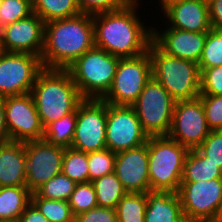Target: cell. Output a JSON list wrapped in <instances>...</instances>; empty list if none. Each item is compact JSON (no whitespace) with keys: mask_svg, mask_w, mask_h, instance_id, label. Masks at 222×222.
<instances>
[{"mask_svg":"<svg viewBox=\"0 0 222 222\" xmlns=\"http://www.w3.org/2000/svg\"><path fill=\"white\" fill-rule=\"evenodd\" d=\"M197 149L222 170V130H211Z\"/></svg>","mask_w":222,"mask_h":222,"instance_id":"obj_36","label":"cell"},{"mask_svg":"<svg viewBox=\"0 0 222 222\" xmlns=\"http://www.w3.org/2000/svg\"><path fill=\"white\" fill-rule=\"evenodd\" d=\"M68 203L74 217L97 207L96 192L92 182L77 183Z\"/></svg>","mask_w":222,"mask_h":222,"instance_id":"obj_32","label":"cell"},{"mask_svg":"<svg viewBox=\"0 0 222 222\" xmlns=\"http://www.w3.org/2000/svg\"><path fill=\"white\" fill-rule=\"evenodd\" d=\"M26 186L25 143H0V187Z\"/></svg>","mask_w":222,"mask_h":222,"instance_id":"obj_20","label":"cell"},{"mask_svg":"<svg viewBox=\"0 0 222 222\" xmlns=\"http://www.w3.org/2000/svg\"><path fill=\"white\" fill-rule=\"evenodd\" d=\"M116 153L109 149L88 153L89 182L114 172Z\"/></svg>","mask_w":222,"mask_h":222,"instance_id":"obj_33","label":"cell"},{"mask_svg":"<svg viewBox=\"0 0 222 222\" xmlns=\"http://www.w3.org/2000/svg\"><path fill=\"white\" fill-rule=\"evenodd\" d=\"M43 69L39 56L0 50V97L30 93Z\"/></svg>","mask_w":222,"mask_h":222,"instance_id":"obj_10","label":"cell"},{"mask_svg":"<svg viewBox=\"0 0 222 222\" xmlns=\"http://www.w3.org/2000/svg\"><path fill=\"white\" fill-rule=\"evenodd\" d=\"M139 2L132 0L120 10L93 15L96 47L120 58L136 57L148 51L152 27L144 25L146 21L138 15Z\"/></svg>","mask_w":222,"mask_h":222,"instance_id":"obj_1","label":"cell"},{"mask_svg":"<svg viewBox=\"0 0 222 222\" xmlns=\"http://www.w3.org/2000/svg\"><path fill=\"white\" fill-rule=\"evenodd\" d=\"M131 1L132 0H77V3L81 13L95 15L120 10Z\"/></svg>","mask_w":222,"mask_h":222,"instance_id":"obj_37","label":"cell"},{"mask_svg":"<svg viewBox=\"0 0 222 222\" xmlns=\"http://www.w3.org/2000/svg\"><path fill=\"white\" fill-rule=\"evenodd\" d=\"M172 1H175V0H159V4H158L159 9H160V8L162 9L165 5L169 4V3L172 2ZM160 6H161V7H160Z\"/></svg>","mask_w":222,"mask_h":222,"instance_id":"obj_43","label":"cell"},{"mask_svg":"<svg viewBox=\"0 0 222 222\" xmlns=\"http://www.w3.org/2000/svg\"><path fill=\"white\" fill-rule=\"evenodd\" d=\"M222 65V30L211 29L207 32L205 45L198 66L203 69Z\"/></svg>","mask_w":222,"mask_h":222,"instance_id":"obj_31","label":"cell"},{"mask_svg":"<svg viewBox=\"0 0 222 222\" xmlns=\"http://www.w3.org/2000/svg\"><path fill=\"white\" fill-rule=\"evenodd\" d=\"M9 140L4 117V98L0 97V143Z\"/></svg>","mask_w":222,"mask_h":222,"instance_id":"obj_42","label":"cell"},{"mask_svg":"<svg viewBox=\"0 0 222 222\" xmlns=\"http://www.w3.org/2000/svg\"><path fill=\"white\" fill-rule=\"evenodd\" d=\"M148 135L132 106L107 103L106 146L114 153L142 146Z\"/></svg>","mask_w":222,"mask_h":222,"instance_id":"obj_12","label":"cell"},{"mask_svg":"<svg viewBox=\"0 0 222 222\" xmlns=\"http://www.w3.org/2000/svg\"><path fill=\"white\" fill-rule=\"evenodd\" d=\"M33 13L31 0H1L0 29Z\"/></svg>","mask_w":222,"mask_h":222,"instance_id":"obj_34","label":"cell"},{"mask_svg":"<svg viewBox=\"0 0 222 222\" xmlns=\"http://www.w3.org/2000/svg\"><path fill=\"white\" fill-rule=\"evenodd\" d=\"M216 222H222V214L218 217V219L216 220Z\"/></svg>","mask_w":222,"mask_h":222,"instance_id":"obj_44","label":"cell"},{"mask_svg":"<svg viewBox=\"0 0 222 222\" xmlns=\"http://www.w3.org/2000/svg\"><path fill=\"white\" fill-rule=\"evenodd\" d=\"M176 193L187 222H216L222 214V178L181 182Z\"/></svg>","mask_w":222,"mask_h":222,"instance_id":"obj_8","label":"cell"},{"mask_svg":"<svg viewBox=\"0 0 222 222\" xmlns=\"http://www.w3.org/2000/svg\"><path fill=\"white\" fill-rule=\"evenodd\" d=\"M30 94L43 127L73 112L84 100L67 69L44 68Z\"/></svg>","mask_w":222,"mask_h":222,"instance_id":"obj_3","label":"cell"},{"mask_svg":"<svg viewBox=\"0 0 222 222\" xmlns=\"http://www.w3.org/2000/svg\"><path fill=\"white\" fill-rule=\"evenodd\" d=\"M95 46L93 15L76 16L45 23L44 68L67 69L86 51Z\"/></svg>","mask_w":222,"mask_h":222,"instance_id":"obj_2","label":"cell"},{"mask_svg":"<svg viewBox=\"0 0 222 222\" xmlns=\"http://www.w3.org/2000/svg\"><path fill=\"white\" fill-rule=\"evenodd\" d=\"M147 142L142 146L116 153L114 172L128 193L150 191Z\"/></svg>","mask_w":222,"mask_h":222,"instance_id":"obj_18","label":"cell"},{"mask_svg":"<svg viewBox=\"0 0 222 222\" xmlns=\"http://www.w3.org/2000/svg\"><path fill=\"white\" fill-rule=\"evenodd\" d=\"M176 101L153 77L145 84L137 100L131 105L143 131L150 136H167Z\"/></svg>","mask_w":222,"mask_h":222,"instance_id":"obj_7","label":"cell"},{"mask_svg":"<svg viewBox=\"0 0 222 222\" xmlns=\"http://www.w3.org/2000/svg\"><path fill=\"white\" fill-rule=\"evenodd\" d=\"M151 77L148 51L136 57L120 58L112 86L102 100L112 105L131 106Z\"/></svg>","mask_w":222,"mask_h":222,"instance_id":"obj_9","label":"cell"},{"mask_svg":"<svg viewBox=\"0 0 222 222\" xmlns=\"http://www.w3.org/2000/svg\"><path fill=\"white\" fill-rule=\"evenodd\" d=\"M200 94L222 95V65L201 71Z\"/></svg>","mask_w":222,"mask_h":222,"instance_id":"obj_38","label":"cell"},{"mask_svg":"<svg viewBox=\"0 0 222 222\" xmlns=\"http://www.w3.org/2000/svg\"><path fill=\"white\" fill-rule=\"evenodd\" d=\"M147 146L150 191L176 193L181 184L189 149L169 136H150Z\"/></svg>","mask_w":222,"mask_h":222,"instance_id":"obj_5","label":"cell"},{"mask_svg":"<svg viewBox=\"0 0 222 222\" xmlns=\"http://www.w3.org/2000/svg\"><path fill=\"white\" fill-rule=\"evenodd\" d=\"M163 11L166 26L192 32H208L209 19L208 0H175L165 5ZM170 23V24H169Z\"/></svg>","mask_w":222,"mask_h":222,"instance_id":"obj_19","label":"cell"},{"mask_svg":"<svg viewBox=\"0 0 222 222\" xmlns=\"http://www.w3.org/2000/svg\"><path fill=\"white\" fill-rule=\"evenodd\" d=\"M210 131L199 97L176 101L167 136L191 150L198 148Z\"/></svg>","mask_w":222,"mask_h":222,"instance_id":"obj_14","label":"cell"},{"mask_svg":"<svg viewBox=\"0 0 222 222\" xmlns=\"http://www.w3.org/2000/svg\"><path fill=\"white\" fill-rule=\"evenodd\" d=\"M208 6L211 28L222 30V0H208Z\"/></svg>","mask_w":222,"mask_h":222,"instance_id":"obj_40","label":"cell"},{"mask_svg":"<svg viewBox=\"0 0 222 222\" xmlns=\"http://www.w3.org/2000/svg\"><path fill=\"white\" fill-rule=\"evenodd\" d=\"M31 202L50 222H75L68 201L42 198L34 192Z\"/></svg>","mask_w":222,"mask_h":222,"instance_id":"obj_29","label":"cell"},{"mask_svg":"<svg viewBox=\"0 0 222 222\" xmlns=\"http://www.w3.org/2000/svg\"><path fill=\"white\" fill-rule=\"evenodd\" d=\"M64 151L43 139L25 142L26 186L31 193L61 173Z\"/></svg>","mask_w":222,"mask_h":222,"instance_id":"obj_15","label":"cell"},{"mask_svg":"<svg viewBox=\"0 0 222 222\" xmlns=\"http://www.w3.org/2000/svg\"><path fill=\"white\" fill-rule=\"evenodd\" d=\"M30 202L27 186L0 187V220L17 222Z\"/></svg>","mask_w":222,"mask_h":222,"instance_id":"obj_22","label":"cell"},{"mask_svg":"<svg viewBox=\"0 0 222 222\" xmlns=\"http://www.w3.org/2000/svg\"><path fill=\"white\" fill-rule=\"evenodd\" d=\"M152 26V42L165 54L199 63L207 32Z\"/></svg>","mask_w":222,"mask_h":222,"instance_id":"obj_17","label":"cell"},{"mask_svg":"<svg viewBox=\"0 0 222 222\" xmlns=\"http://www.w3.org/2000/svg\"><path fill=\"white\" fill-rule=\"evenodd\" d=\"M76 184L75 181L61 172L39 187L35 193L46 199L68 201Z\"/></svg>","mask_w":222,"mask_h":222,"instance_id":"obj_30","label":"cell"},{"mask_svg":"<svg viewBox=\"0 0 222 222\" xmlns=\"http://www.w3.org/2000/svg\"><path fill=\"white\" fill-rule=\"evenodd\" d=\"M45 22L34 12L0 29V50L31 53L41 57L44 48Z\"/></svg>","mask_w":222,"mask_h":222,"instance_id":"obj_16","label":"cell"},{"mask_svg":"<svg viewBox=\"0 0 222 222\" xmlns=\"http://www.w3.org/2000/svg\"><path fill=\"white\" fill-rule=\"evenodd\" d=\"M32 9L45 23L80 14L77 0H31Z\"/></svg>","mask_w":222,"mask_h":222,"instance_id":"obj_25","label":"cell"},{"mask_svg":"<svg viewBox=\"0 0 222 222\" xmlns=\"http://www.w3.org/2000/svg\"><path fill=\"white\" fill-rule=\"evenodd\" d=\"M76 116L77 109L61 119L47 124L44 127L43 140L57 146L71 147L76 127Z\"/></svg>","mask_w":222,"mask_h":222,"instance_id":"obj_26","label":"cell"},{"mask_svg":"<svg viewBox=\"0 0 222 222\" xmlns=\"http://www.w3.org/2000/svg\"><path fill=\"white\" fill-rule=\"evenodd\" d=\"M98 207L115 209L118 202L128 193L115 172L92 181Z\"/></svg>","mask_w":222,"mask_h":222,"instance_id":"obj_24","label":"cell"},{"mask_svg":"<svg viewBox=\"0 0 222 222\" xmlns=\"http://www.w3.org/2000/svg\"><path fill=\"white\" fill-rule=\"evenodd\" d=\"M17 222H50L38 208L30 202Z\"/></svg>","mask_w":222,"mask_h":222,"instance_id":"obj_41","label":"cell"},{"mask_svg":"<svg viewBox=\"0 0 222 222\" xmlns=\"http://www.w3.org/2000/svg\"><path fill=\"white\" fill-rule=\"evenodd\" d=\"M4 117L9 140L25 143L43 139L44 127L30 93L4 97Z\"/></svg>","mask_w":222,"mask_h":222,"instance_id":"obj_13","label":"cell"},{"mask_svg":"<svg viewBox=\"0 0 222 222\" xmlns=\"http://www.w3.org/2000/svg\"><path fill=\"white\" fill-rule=\"evenodd\" d=\"M152 77L175 101L192 100L200 95V68L197 63L165 54L149 44Z\"/></svg>","mask_w":222,"mask_h":222,"instance_id":"obj_4","label":"cell"},{"mask_svg":"<svg viewBox=\"0 0 222 222\" xmlns=\"http://www.w3.org/2000/svg\"><path fill=\"white\" fill-rule=\"evenodd\" d=\"M119 59L94 46L67 70L84 99H102L112 86Z\"/></svg>","mask_w":222,"mask_h":222,"instance_id":"obj_6","label":"cell"},{"mask_svg":"<svg viewBox=\"0 0 222 222\" xmlns=\"http://www.w3.org/2000/svg\"><path fill=\"white\" fill-rule=\"evenodd\" d=\"M106 122L107 103L102 99H84L77 107L71 148L86 153L106 149Z\"/></svg>","mask_w":222,"mask_h":222,"instance_id":"obj_11","label":"cell"},{"mask_svg":"<svg viewBox=\"0 0 222 222\" xmlns=\"http://www.w3.org/2000/svg\"><path fill=\"white\" fill-rule=\"evenodd\" d=\"M203 104L207 126L210 130H222V95H199Z\"/></svg>","mask_w":222,"mask_h":222,"instance_id":"obj_35","label":"cell"},{"mask_svg":"<svg viewBox=\"0 0 222 222\" xmlns=\"http://www.w3.org/2000/svg\"><path fill=\"white\" fill-rule=\"evenodd\" d=\"M147 193H127L116 206L118 222H144Z\"/></svg>","mask_w":222,"mask_h":222,"instance_id":"obj_27","label":"cell"},{"mask_svg":"<svg viewBox=\"0 0 222 222\" xmlns=\"http://www.w3.org/2000/svg\"><path fill=\"white\" fill-rule=\"evenodd\" d=\"M144 222H187L177 193L148 191Z\"/></svg>","mask_w":222,"mask_h":222,"instance_id":"obj_21","label":"cell"},{"mask_svg":"<svg viewBox=\"0 0 222 222\" xmlns=\"http://www.w3.org/2000/svg\"><path fill=\"white\" fill-rule=\"evenodd\" d=\"M222 178V170L208 161L197 148L191 149L184 161V170L181 182L209 181Z\"/></svg>","mask_w":222,"mask_h":222,"instance_id":"obj_23","label":"cell"},{"mask_svg":"<svg viewBox=\"0 0 222 222\" xmlns=\"http://www.w3.org/2000/svg\"><path fill=\"white\" fill-rule=\"evenodd\" d=\"M61 172L76 183L89 182L88 153L65 148Z\"/></svg>","mask_w":222,"mask_h":222,"instance_id":"obj_28","label":"cell"},{"mask_svg":"<svg viewBox=\"0 0 222 222\" xmlns=\"http://www.w3.org/2000/svg\"><path fill=\"white\" fill-rule=\"evenodd\" d=\"M75 222H118L115 209L95 207L74 218Z\"/></svg>","mask_w":222,"mask_h":222,"instance_id":"obj_39","label":"cell"}]
</instances>
